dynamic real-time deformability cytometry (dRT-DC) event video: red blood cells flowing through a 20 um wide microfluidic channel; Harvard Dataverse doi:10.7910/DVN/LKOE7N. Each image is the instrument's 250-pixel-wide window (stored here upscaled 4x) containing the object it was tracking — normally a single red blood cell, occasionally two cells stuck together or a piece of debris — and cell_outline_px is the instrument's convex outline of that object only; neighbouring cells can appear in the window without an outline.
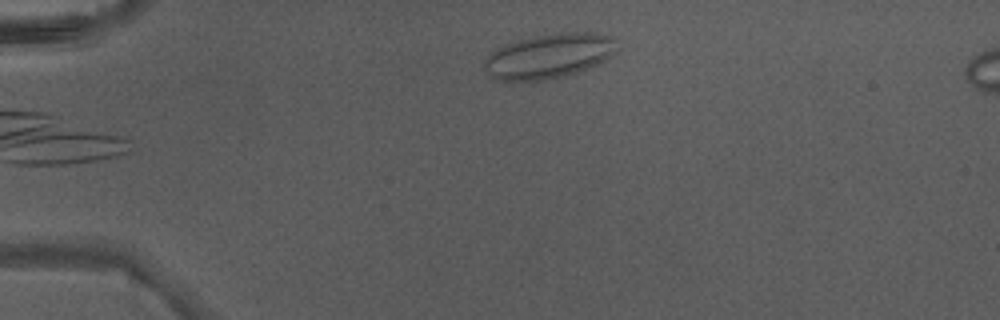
{"species": "Egyptian fruit bat (a non-hibernating species)", "species_latin": "Rousettus aegyptiacus", "temperature_condition": "warm", "stored_images_in_passage": 2, "camera_frame_rate_fps": 3000, "um_per_image_px": 0.085, "animal": {"sex": "male"}, "frame": {"image": 1, "passage_image": 2, "time_ms": 0.333, "image_size_px": [1000, 320], "cell_outline_px": [[616, 52], [604, 60], [588, 68], [576, 72], [560, 76], [540, 80], [496, 80], [484, 72], [484, 60], [496, 48], [504, 44], [516, 40], [532, 36], [564, 32], [584, 32], [616, 36]], "centroid_in_image_um": [46.64, 4.74], "position_along_channel_um": 38.4, "area_um2": 34.45}}